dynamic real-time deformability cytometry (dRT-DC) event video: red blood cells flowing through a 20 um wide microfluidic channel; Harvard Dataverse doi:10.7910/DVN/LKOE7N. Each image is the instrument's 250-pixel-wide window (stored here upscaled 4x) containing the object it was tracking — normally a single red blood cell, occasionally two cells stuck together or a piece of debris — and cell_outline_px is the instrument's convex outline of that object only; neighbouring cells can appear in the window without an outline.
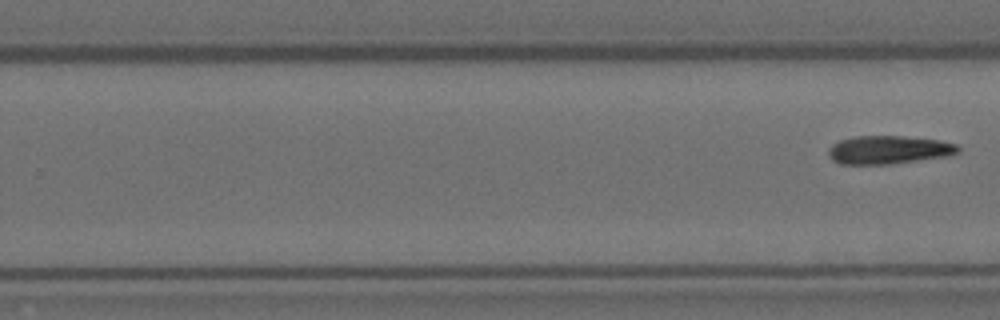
{"species": "Egyptian fruit bat (a non-hibernating species)", "species_latin": "Rousettus aegyptiacus", "temperature_condition": "room temperature", "stored_images_in_passage": 10, "segment_of_instrument_passage": [2, 2], "camera_frame_rate_fps": 3000, "um_per_image_px": 0.085, "animal": {"sex": "female"}, "frame": {"image": 1, "passage_image": 10, "time_ms": 3.0, "image_size_px": [1000, 320], "cell_outline_px": [[960, 152], [948, 156], [888, 164], [840, 164], [832, 160], [828, 156], [828, 148], [832, 144], [840, 140], [856, 136], [900, 136], [940, 140], [956, 144], [960, 148]], "centroid_in_image_um": [75.52, 12.73], "position_along_channel_um": 254.3, "area_um2": 21.39}}